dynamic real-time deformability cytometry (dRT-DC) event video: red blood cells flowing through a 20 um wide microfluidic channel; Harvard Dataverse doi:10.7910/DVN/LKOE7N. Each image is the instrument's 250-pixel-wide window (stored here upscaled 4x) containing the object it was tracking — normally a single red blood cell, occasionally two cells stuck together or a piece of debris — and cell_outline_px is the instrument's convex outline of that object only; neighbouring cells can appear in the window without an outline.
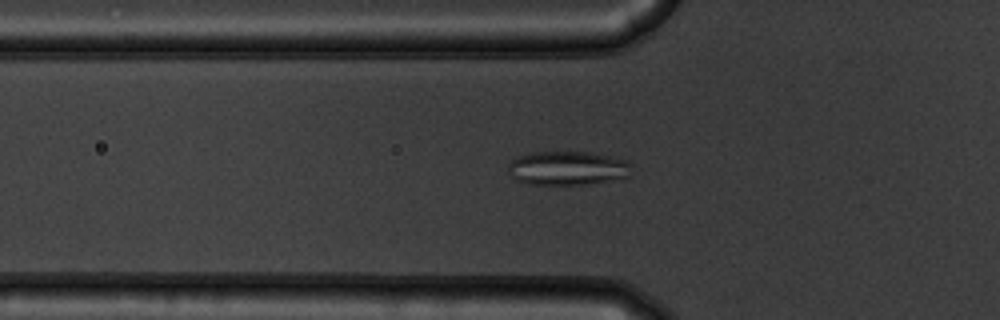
{"species": "common noctule bat (a hibernating species)", "species_latin": "Nyctalus noctula", "temperature_condition": "warm", "stored_images_in_passage": 51, "camera_frame_rate_fps": 3000, "um_per_image_px": 0.085, "animal": {"sex": "male", "body_mass_g": 19.5, "forearm_length_mm": 54.6}, "frame": {"image": 1, "passage_image": 18, "time_ms": 5.667, "image_size_px": [1000, 320], "cell_outline_px": [[632, 164], [628, 176], [624, 180], [588, 184], [528, 184], [516, 180], [508, 172], [508, 160], [520, 156], [536, 152], [588, 152], [628, 160]], "centroid_in_image_um": [48.28, 14.31], "position_along_channel_um": 77.5, "area_um2": 24.74}}
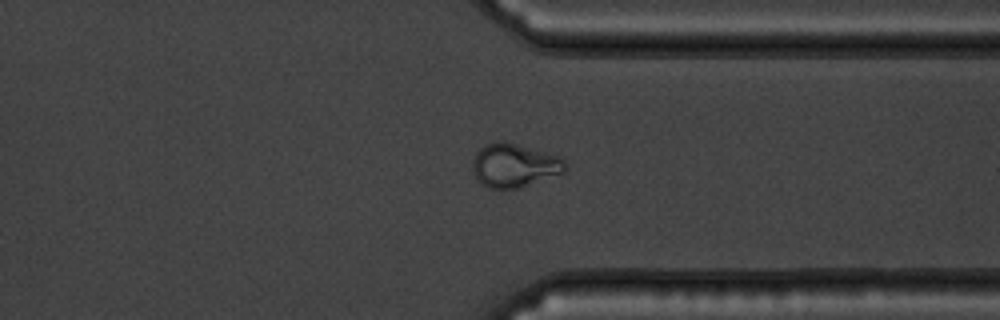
{"frame": {"image": 2, "passage_image": 41, "time_ms": 13.333, "image_size_px": [1000, 320], "cell_outline_px": [[568, 168], [564, 172], [520, 188], [488, 188], [476, 180], [472, 168], [472, 164], [476, 152], [480, 148], [496, 140], [504, 140], [560, 156], [568, 164]], "centroid_in_image_um": [43.72, 14.05], "position_along_channel_um": 367.7, "area_um2": 23.81}}
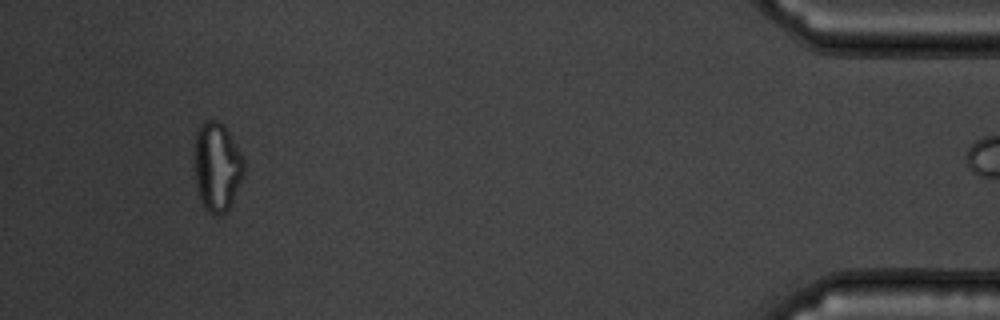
{"frame": {"image": 3, "passage_image": 50, "time_ms": 16.333, "image_size_px": [1000, 320], "cell_outline_px": [[244, 176], [232, 204], [228, 212], [216, 216], [208, 212], [204, 208], [196, 184], [196, 128], [204, 120], [220, 120], [224, 124], [240, 152], [244, 160]], "centroid_in_image_um": [18.48, 14.19], "position_along_channel_um": 416.7, "area_um2": 25.78}}